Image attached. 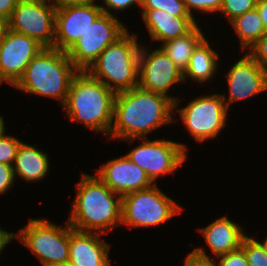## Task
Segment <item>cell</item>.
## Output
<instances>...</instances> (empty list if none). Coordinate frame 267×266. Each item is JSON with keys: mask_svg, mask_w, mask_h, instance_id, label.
Listing matches in <instances>:
<instances>
[{"mask_svg": "<svg viewBox=\"0 0 267 266\" xmlns=\"http://www.w3.org/2000/svg\"><path fill=\"white\" fill-rule=\"evenodd\" d=\"M204 247L195 248L185 257L184 266H219L217 261H212Z\"/></svg>", "mask_w": 267, "mask_h": 266, "instance_id": "cell-29", "label": "cell"}, {"mask_svg": "<svg viewBox=\"0 0 267 266\" xmlns=\"http://www.w3.org/2000/svg\"><path fill=\"white\" fill-rule=\"evenodd\" d=\"M141 16L151 41L161 44L186 35L198 24L193 17H174L160 9H142Z\"/></svg>", "mask_w": 267, "mask_h": 266, "instance_id": "cell-18", "label": "cell"}, {"mask_svg": "<svg viewBox=\"0 0 267 266\" xmlns=\"http://www.w3.org/2000/svg\"><path fill=\"white\" fill-rule=\"evenodd\" d=\"M12 239H14V233L7 232L0 227V255L3 249L9 244L10 241H12Z\"/></svg>", "mask_w": 267, "mask_h": 266, "instance_id": "cell-37", "label": "cell"}, {"mask_svg": "<svg viewBox=\"0 0 267 266\" xmlns=\"http://www.w3.org/2000/svg\"><path fill=\"white\" fill-rule=\"evenodd\" d=\"M92 0H51L55 10L63 9L70 6H80L91 2Z\"/></svg>", "mask_w": 267, "mask_h": 266, "instance_id": "cell-34", "label": "cell"}, {"mask_svg": "<svg viewBox=\"0 0 267 266\" xmlns=\"http://www.w3.org/2000/svg\"><path fill=\"white\" fill-rule=\"evenodd\" d=\"M55 14L56 10L50 2L19 0L8 19L9 29L33 38L44 48H53Z\"/></svg>", "mask_w": 267, "mask_h": 266, "instance_id": "cell-11", "label": "cell"}, {"mask_svg": "<svg viewBox=\"0 0 267 266\" xmlns=\"http://www.w3.org/2000/svg\"><path fill=\"white\" fill-rule=\"evenodd\" d=\"M49 266H73V265L71 264L70 261H67V262H62V263L51 264Z\"/></svg>", "mask_w": 267, "mask_h": 266, "instance_id": "cell-40", "label": "cell"}, {"mask_svg": "<svg viewBox=\"0 0 267 266\" xmlns=\"http://www.w3.org/2000/svg\"><path fill=\"white\" fill-rule=\"evenodd\" d=\"M198 230L204 236L212 254L217 257L239 249L246 236L243 228L226 216L220 217Z\"/></svg>", "mask_w": 267, "mask_h": 266, "instance_id": "cell-19", "label": "cell"}, {"mask_svg": "<svg viewBox=\"0 0 267 266\" xmlns=\"http://www.w3.org/2000/svg\"><path fill=\"white\" fill-rule=\"evenodd\" d=\"M179 102V98L174 102V110L181 117L184 128L199 143L217 137L227 125L229 109L221 94L200 95L183 108H178Z\"/></svg>", "mask_w": 267, "mask_h": 266, "instance_id": "cell-8", "label": "cell"}, {"mask_svg": "<svg viewBox=\"0 0 267 266\" xmlns=\"http://www.w3.org/2000/svg\"><path fill=\"white\" fill-rule=\"evenodd\" d=\"M67 222L78 231L108 234L121 225L122 197L96 174L82 173ZM117 196V197H116Z\"/></svg>", "mask_w": 267, "mask_h": 266, "instance_id": "cell-2", "label": "cell"}, {"mask_svg": "<svg viewBox=\"0 0 267 266\" xmlns=\"http://www.w3.org/2000/svg\"><path fill=\"white\" fill-rule=\"evenodd\" d=\"M43 266L69 261V223L60 226L45 218L31 219L14 233Z\"/></svg>", "mask_w": 267, "mask_h": 266, "instance_id": "cell-7", "label": "cell"}, {"mask_svg": "<svg viewBox=\"0 0 267 266\" xmlns=\"http://www.w3.org/2000/svg\"><path fill=\"white\" fill-rule=\"evenodd\" d=\"M256 4L257 0H224L219 12L227 17L226 19L230 22L247 11L256 8Z\"/></svg>", "mask_w": 267, "mask_h": 266, "instance_id": "cell-26", "label": "cell"}, {"mask_svg": "<svg viewBox=\"0 0 267 266\" xmlns=\"http://www.w3.org/2000/svg\"><path fill=\"white\" fill-rule=\"evenodd\" d=\"M116 93L86 71L73 78L63 108L71 121L84 124L94 132L108 136L112 121Z\"/></svg>", "mask_w": 267, "mask_h": 266, "instance_id": "cell-3", "label": "cell"}, {"mask_svg": "<svg viewBox=\"0 0 267 266\" xmlns=\"http://www.w3.org/2000/svg\"><path fill=\"white\" fill-rule=\"evenodd\" d=\"M202 28L198 24L186 35L168 40L161 45V49L183 72L188 67L193 50L205 38Z\"/></svg>", "mask_w": 267, "mask_h": 266, "instance_id": "cell-22", "label": "cell"}, {"mask_svg": "<svg viewBox=\"0 0 267 266\" xmlns=\"http://www.w3.org/2000/svg\"><path fill=\"white\" fill-rule=\"evenodd\" d=\"M127 30L113 14L102 13L66 53L79 71H86Z\"/></svg>", "mask_w": 267, "mask_h": 266, "instance_id": "cell-10", "label": "cell"}, {"mask_svg": "<svg viewBox=\"0 0 267 266\" xmlns=\"http://www.w3.org/2000/svg\"><path fill=\"white\" fill-rule=\"evenodd\" d=\"M258 242L261 244V246L263 247L264 251L267 253V238L264 239V241H262V242H260V241H258Z\"/></svg>", "mask_w": 267, "mask_h": 266, "instance_id": "cell-41", "label": "cell"}, {"mask_svg": "<svg viewBox=\"0 0 267 266\" xmlns=\"http://www.w3.org/2000/svg\"><path fill=\"white\" fill-rule=\"evenodd\" d=\"M20 143L15 136L4 134L0 138V163L13 165Z\"/></svg>", "mask_w": 267, "mask_h": 266, "instance_id": "cell-27", "label": "cell"}, {"mask_svg": "<svg viewBox=\"0 0 267 266\" xmlns=\"http://www.w3.org/2000/svg\"><path fill=\"white\" fill-rule=\"evenodd\" d=\"M240 40V48L248 49L257 42L266 32L257 8L247 11L230 21Z\"/></svg>", "mask_w": 267, "mask_h": 266, "instance_id": "cell-23", "label": "cell"}, {"mask_svg": "<svg viewBox=\"0 0 267 266\" xmlns=\"http://www.w3.org/2000/svg\"><path fill=\"white\" fill-rule=\"evenodd\" d=\"M229 97L221 93L227 108L231 103L267 91V70L263 69L248 53L237 60L226 73Z\"/></svg>", "mask_w": 267, "mask_h": 266, "instance_id": "cell-14", "label": "cell"}, {"mask_svg": "<svg viewBox=\"0 0 267 266\" xmlns=\"http://www.w3.org/2000/svg\"><path fill=\"white\" fill-rule=\"evenodd\" d=\"M248 54L265 70H267V32L250 48Z\"/></svg>", "mask_w": 267, "mask_h": 266, "instance_id": "cell-30", "label": "cell"}, {"mask_svg": "<svg viewBox=\"0 0 267 266\" xmlns=\"http://www.w3.org/2000/svg\"><path fill=\"white\" fill-rule=\"evenodd\" d=\"M174 112V101L170 97L139 86L116 93L108 138L125 139L130 144L160 126L178 123L172 117Z\"/></svg>", "mask_w": 267, "mask_h": 266, "instance_id": "cell-1", "label": "cell"}, {"mask_svg": "<svg viewBox=\"0 0 267 266\" xmlns=\"http://www.w3.org/2000/svg\"><path fill=\"white\" fill-rule=\"evenodd\" d=\"M42 49L33 38L8 29L0 42V85L7 82L13 87Z\"/></svg>", "mask_w": 267, "mask_h": 266, "instance_id": "cell-13", "label": "cell"}, {"mask_svg": "<svg viewBox=\"0 0 267 266\" xmlns=\"http://www.w3.org/2000/svg\"><path fill=\"white\" fill-rule=\"evenodd\" d=\"M4 117L0 115V138L5 134Z\"/></svg>", "mask_w": 267, "mask_h": 266, "instance_id": "cell-39", "label": "cell"}, {"mask_svg": "<svg viewBox=\"0 0 267 266\" xmlns=\"http://www.w3.org/2000/svg\"><path fill=\"white\" fill-rule=\"evenodd\" d=\"M142 143L125 154L133 163L143 169L155 184L159 176L175 173L187 159V147L184 143L172 140H149L141 138Z\"/></svg>", "mask_w": 267, "mask_h": 266, "instance_id": "cell-9", "label": "cell"}, {"mask_svg": "<svg viewBox=\"0 0 267 266\" xmlns=\"http://www.w3.org/2000/svg\"><path fill=\"white\" fill-rule=\"evenodd\" d=\"M256 8L264 27L267 30V0H257Z\"/></svg>", "mask_w": 267, "mask_h": 266, "instance_id": "cell-36", "label": "cell"}, {"mask_svg": "<svg viewBox=\"0 0 267 266\" xmlns=\"http://www.w3.org/2000/svg\"><path fill=\"white\" fill-rule=\"evenodd\" d=\"M95 2L56 10L54 48L67 52L103 13Z\"/></svg>", "mask_w": 267, "mask_h": 266, "instance_id": "cell-15", "label": "cell"}, {"mask_svg": "<svg viewBox=\"0 0 267 266\" xmlns=\"http://www.w3.org/2000/svg\"><path fill=\"white\" fill-rule=\"evenodd\" d=\"M40 1L50 2L51 0H40Z\"/></svg>", "mask_w": 267, "mask_h": 266, "instance_id": "cell-42", "label": "cell"}, {"mask_svg": "<svg viewBox=\"0 0 267 266\" xmlns=\"http://www.w3.org/2000/svg\"><path fill=\"white\" fill-rule=\"evenodd\" d=\"M219 266H249L244 251L239 248L235 251L218 256Z\"/></svg>", "mask_w": 267, "mask_h": 266, "instance_id": "cell-31", "label": "cell"}, {"mask_svg": "<svg viewBox=\"0 0 267 266\" xmlns=\"http://www.w3.org/2000/svg\"><path fill=\"white\" fill-rule=\"evenodd\" d=\"M182 209L155 183L122 196L121 225L129 228L159 226L181 213Z\"/></svg>", "mask_w": 267, "mask_h": 266, "instance_id": "cell-6", "label": "cell"}, {"mask_svg": "<svg viewBox=\"0 0 267 266\" xmlns=\"http://www.w3.org/2000/svg\"><path fill=\"white\" fill-rule=\"evenodd\" d=\"M186 6L187 11L190 13V15L194 18V12L195 10L198 12L203 13H212L217 12L219 13L224 0H183ZM194 11L192 12V10Z\"/></svg>", "mask_w": 267, "mask_h": 266, "instance_id": "cell-28", "label": "cell"}, {"mask_svg": "<svg viewBox=\"0 0 267 266\" xmlns=\"http://www.w3.org/2000/svg\"><path fill=\"white\" fill-rule=\"evenodd\" d=\"M104 234L84 232L69 225V261L73 266H112L111 244L100 238Z\"/></svg>", "mask_w": 267, "mask_h": 266, "instance_id": "cell-17", "label": "cell"}, {"mask_svg": "<svg viewBox=\"0 0 267 266\" xmlns=\"http://www.w3.org/2000/svg\"><path fill=\"white\" fill-rule=\"evenodd\" d=\"M8 29V19L0 15V42L4 39Z\"/></svg>", "mask_w": 267, "mask_h": 266, "instance_id": "cell-38", "label": "cell"}, {"mask_svg": "<svg viewBox=\"0 0 267 266\" xmlns=\"http://www.w3.org/2000/svg\"><path fill=\"white\" fill-rule=\"evenodd\" d=\"M15 178H21L27 182H36L45 179L50 170L49 157L46 152L21 141L18 146L13 163ZM19 176V177H18Z\"/></svg>", "mask_w": 267, "mask_h": 266, "instance_id": "cell-20", "label": "cell"}, {"mask_svg": "<svg viewBox=\"0 0 267 266\" xmlns=\"http://www.w3.org/2000/svg\"><path fill=\"white\" fill-rule=\"evenodd\" d=\"M141 9H160L174 17H192L183 0H143Z\"/></svg>", "mask_w": 267, "mask_h": 266, "instance_id": "cell-25", "label": "cell"}, {"mask_svg": "<svg viewBox=\"0 0 267 266\" xmlns=\"http://www.w3.org/2000/svg\"><path fill=\"white\" fill-rule=\"evenodd\" d=\"M19 0H0V15L9 19Z\"/></svg>", "mask_w": 267, "mask_h": 266, "instance_id": "cell-35", "label": "cell"}, {"mask_svg": "<svg viewBox=\"0 0 267 266\" xmlns=\"http://www.w3.org/2000/svg\"><path fill=\"white\" fill-rule=\"evenodd\" d=\"M181 82H184L183 71L173 63L160 47L152 52L141 45L139 51V87L163 94L176 102L178 96H169L168 92L174 84Z\"/></svg>", "mask_w": 267, "mask_h": 266, "instance_id": "cell-12", "label": "cell"}, {"mask_svg": "<svg viewBox=\"0 0 267 266\" xmlns=\"http://www.w3.org/2000/svg\"><path fill=\"white\" fill-rule=\"evenodd\" d=\"M206 37L193 50L188 67L183 72L184 82L189 77L200 84L209 82L217 74L219 55Z\"/></svg>", "mask_w": 267, "mask_h": 266, "instance_id": "cell-21", "label": "cell"}, {"mask_svg": "<svg viewBox=\"0 0 267 266\" xmlns=\"http://www.w3.org/2000/svg\"><path fill=\"white\" fill-rule=\"evenodd\" d=\"M96 175L121 197L125 194L151 187L154 183L146 172L126 155L101 164Z\"/></svg>", "mask_w": 267, "mask_h": 266, "instance_id": "cell-16", "label": "cell"}, {"mask_svg": "<svg viewBox=\"0 0 267 266\" xmlns=\"http://www.w3.org/2000/svg\"><path fill=\"white\" fill-rule=\"evenodd\" d=\"M14 182L13 166L0 163V194H6L10 187L14 185Z\"/></svg>", "mask_w": 267, "mask_h": 266, "instance_id": "cell-33", "label": "cell"}, {"mask_svg": "<svg viewBox=\"0 0 267 266\" xmlns=\"http://www.w3.org/2000/svg\"><path fill=\"white\" fill-rule=\"evenodd\" d=\"M128 30L109 44L86 72L115 93L138 86L139 51L137 34Z\"/></svg>", "mask_w": 267, "mask_h": 266, "instance_id": "cell-5", "label": "cell"}, {"mask_svg": "<svg viewBox=\"0 0 267 266\" xmlns=\"http://www.w3.org/2000/svg\"><path fill=\"white\" fill-rule=\"evenodd\" d=\"M240 248L244 251L249 266H267V253L256 238L246 235Z\"/></svg>", "mask_w": 267, "mask_h": 266, "instance_id": "cell-24", "label": "cell"}, {"mask_svg": "<svg viewBox=\"0 0 267 266\" xmlns=\"http://www.w3.org/2000/svg\"><path fill=\"white\" fill-rule=\"evenodd\" d=\"M78 72L65 51L44 48L30 61L13 87L29 94L57 99L63 106Z\"/></svg>", "mask_w": 267, "mask_h": 266, "instance_id": "cell-4", "label": "cell"}, {"mask_svg": "<svg viewBox=\"0 0 267 266\" xmlns=\"http://www.w3.org/2000/svg\"><path fill=\"white\" fill-rule=\"evenodd\" d=\"M103 5H100V8L102 9V12L104 14H109L112 15L110 12L111 10L113 11H123L125 9H129L130 7L132 8L133 5L139 6L141 8L143 0H102ZM107 8V9H106Z\"/></svg>", "mask_w": 267, "mask_h": 266, "instance_id": "cell-32", "label": "cell"}]
</instances>
